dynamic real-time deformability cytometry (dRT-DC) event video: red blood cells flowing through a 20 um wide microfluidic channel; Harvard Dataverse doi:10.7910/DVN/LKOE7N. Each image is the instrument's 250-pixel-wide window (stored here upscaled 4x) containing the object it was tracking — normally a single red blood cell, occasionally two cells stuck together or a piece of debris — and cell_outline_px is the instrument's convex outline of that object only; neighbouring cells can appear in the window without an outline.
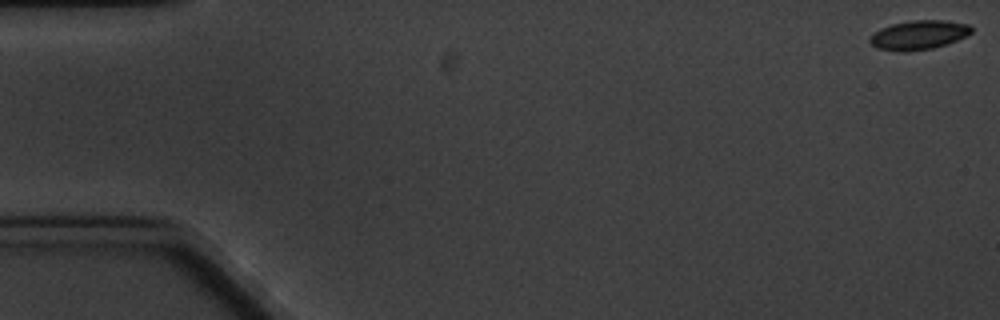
{"species": "common noctule bat (a hibernating species)", "species_latin": "Nyctalus noctula", "temperature_condition": "cold", "stored_images_in_passage": 5, "camera_frame_rate_fps": 3000, "um_per_image_px": 0.085, "animal": {"sex": "male", "body_mass_g": 20.1, "forearm_length_mm": 53.5}, "frame": {"image": 1, "passage_image": 1, "time_ms": 0.0, "image_size_px": [1000, 320], "cell_outline_px": [[972, 32], [956, 40], [932, 48], [904, 52], [900, 52], [880, 48], [872, 44], [868, 40], [868, 36], [880, 28], [892, 24], [912, 20], [944, 20], [968, 24], [972, 28]], "centroid_in_image_um": [78.05, 2.96], "position_along_channel_um": 6.9, "area_um2": 17.11}}
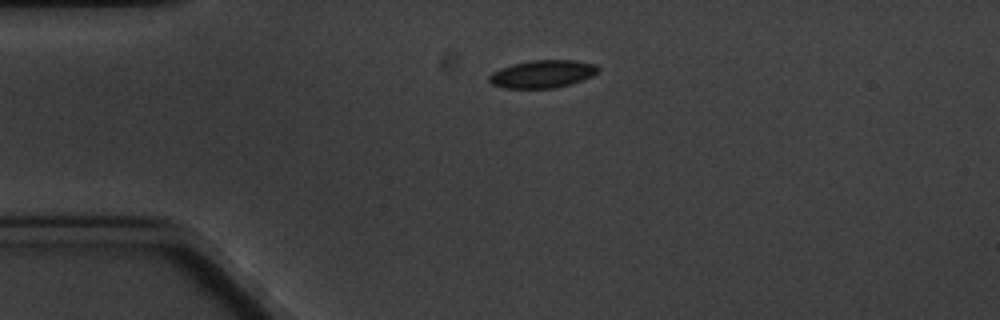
{"frame": {"image": 2, "passage_image": 4, "time_ms": 4.333, "image_size_px": [1000, 320], "cell_outline_px": [[600, 72], [584, 80], [572, 84], [552, 88], [504, 88], [492, 84], [488, 80], [488, 76], [492, 72], [500, 68], [512, 64], [528, 60], [576, 60], [596, 64], [600, 68]], "centroid_in_image_um": [46.14, 6.28], "position_along_channel_um": 38.9, "area_um2": 17.92}}